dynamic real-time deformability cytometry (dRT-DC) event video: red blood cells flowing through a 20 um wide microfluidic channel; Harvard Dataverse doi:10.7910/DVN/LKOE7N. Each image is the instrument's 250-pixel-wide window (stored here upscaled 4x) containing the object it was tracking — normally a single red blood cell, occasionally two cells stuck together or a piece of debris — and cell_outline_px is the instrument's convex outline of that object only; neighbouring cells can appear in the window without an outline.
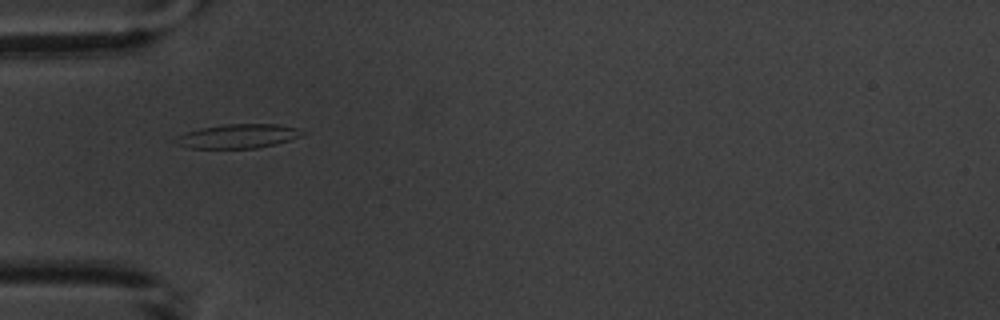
{"species": "common noctule bat (a hibernating species)", "species_latin": "Nyctalus noctula", "temperature_condition": "warm", "stored_images_in_passage": 4, "camera_frame_rate_fps": 3000, "um_per_image_px": 0.085, "animal": {"sex": "male", "body_mass_g": 20.1, "forearm_length_mm": 53.5}, "frame": {"image": 1, "passage_image": 3, "time_ms": 4.667, "image_size_px": [1000, 320], "cell_outline_px": [[304, 132], [300, 136], [276, 144], [256, 148], [188, 148], [176, 144], [172, 140], [176, 136], [200, 128], [228, 124], [276, 124], [296, 128]], "centroid_in_image_um": [20.17, 11.58], "position_along_channel_um": 64.8, "area_um2": 17.63}}